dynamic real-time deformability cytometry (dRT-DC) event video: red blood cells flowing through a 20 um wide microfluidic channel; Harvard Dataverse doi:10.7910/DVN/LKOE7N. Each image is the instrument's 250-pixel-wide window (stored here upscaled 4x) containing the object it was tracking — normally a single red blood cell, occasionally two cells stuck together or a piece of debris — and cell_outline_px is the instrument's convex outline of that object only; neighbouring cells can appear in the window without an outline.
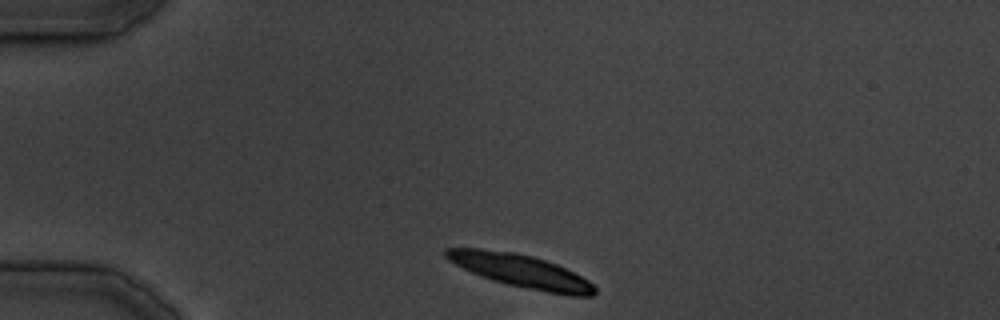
{"species": "common noctule bat (a hibernating species)", "species_latin": "Nyctalus noctula", "temperature_condition": "cold", "stored_images_in_passage": 3, "camera_frame_rate_fps": 3000, "um_per_image_px": 0.085, "animal": {"sex": "male", "body_mass_g": 19.5, "forearm_length_mm": 54.6}, "frame": {"image": 1, "passage_image": 1, "time_ms": 0.0, "image_size_px": [1000, 320], "cell_outline_px": [[596, 292], [592, 296], [572, 296], [548, 292], [508, 284], [492, 280], [480, 276], [448, 260], [444, 256], [444, 248], [480, 248], [516, 252], [532, 256], [556, 264], [588, 280], [596, 288]], "centroid_in_image_um": [44.25, 23.02], "position_along_channel_um": 40.8, "area_um2": 28.32}}